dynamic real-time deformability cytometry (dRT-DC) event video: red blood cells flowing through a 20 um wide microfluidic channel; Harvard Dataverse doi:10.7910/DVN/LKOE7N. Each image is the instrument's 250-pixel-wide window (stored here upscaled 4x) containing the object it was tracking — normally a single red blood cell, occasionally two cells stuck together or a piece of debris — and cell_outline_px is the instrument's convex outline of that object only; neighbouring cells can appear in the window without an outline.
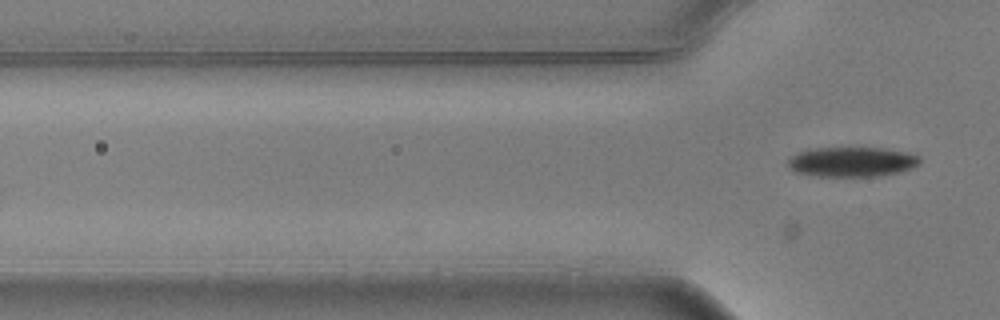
{"species": "common noctule bat (a hibernating species)", "species_latin": "Nyctalus noctula", "temperature_condition": "warm", "stored_images_in_passage": 4, "camera_frame_rate_fps": 3000, "um_per_image_px": 0.085, "animal": {"sex": "male", "body_mass_g": 20.5, "forearm_length_mm": 52.5}, "frame": {"image": 1, "passage_image": 4, "time_ms": 1.0, "image_size_px": [1000, 320], "cell_outline_px": [[924, 160], [920, 164], [912, 168], [900, 172], [880, 176], [808, 176], [792, 172], [784, 164], [796, 152], [808, 148], [884, 148], [908, 152], [920, 156]], "centroid_in_image_um": [72.38, 13.76], "position_along_channel_um": 53.4, "area_um2": 23.64}}